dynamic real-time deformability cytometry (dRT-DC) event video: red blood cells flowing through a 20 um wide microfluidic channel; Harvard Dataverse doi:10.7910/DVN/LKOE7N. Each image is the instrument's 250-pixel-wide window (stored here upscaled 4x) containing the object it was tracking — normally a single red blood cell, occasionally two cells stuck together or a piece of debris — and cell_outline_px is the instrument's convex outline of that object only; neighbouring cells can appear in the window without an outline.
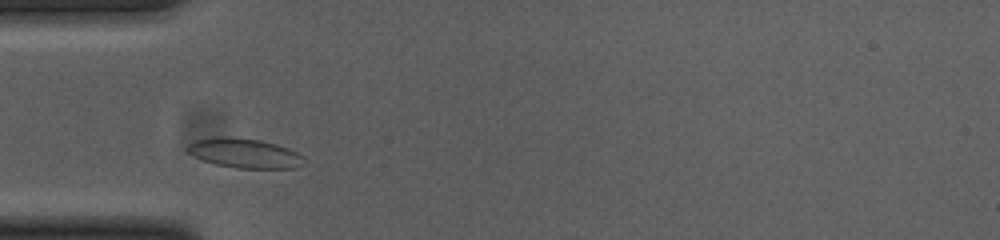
{"species": "common noctule bat (a hibernating species)", "species_latin": "Nyctalus noctula", "temperature_condition": "cold", "stored_images_in_passage": 33, "camera_frame_rate_fps": 3000, "um_per_image_px": 0.085, "animal": {"sex": "female", "body_mass_g": 23.0, "forearm_length_mm": 53.4}, "frame": {"image": 1, "passage_image": 5, "time_ms": 1.333, "image_size_px": [1000, 240], "cell_outline_px": [[304, 164], [292, 168], [236, 168], [216, 164], [204, 160], [188, 152], [188, 144], [196, 140], [212, 136], [228, 136], [260, 140], [276, 144], [288, 148], [304, 156]], "centroid_in_image_um": [20.8, 13.01], "position_along_channel_um": 64.2, "area_um2": 20.0}}
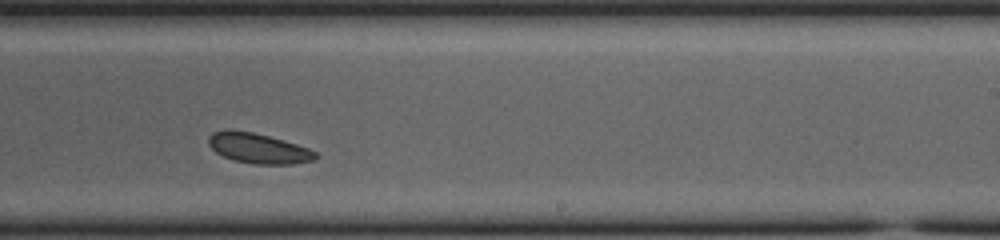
{"frame": {"image": 2, "passage_image": 22, "time_ms": 7.0, "image_size_px": [1000, 240], "cell_outline_px": [[320, 156], [316, 160], [292, 164], [252, 164], [232, 160], [216, 152], [208, 144], [208, 136], [212, 132], [224, 128], [252, 132], [284, 140], [308, 148], [316, 152]], "centroid_in_image_um": [21.95, 12.6], "position_along_channel_um": 267.1, "area_um2": 19.07}}
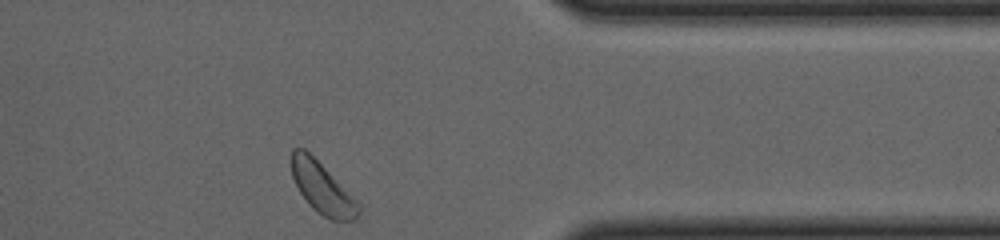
{"frame": {"image": 3, "passage_image": 33, "time_ms": 10.667, "image_size_px": [1000, 240], "cell_outline_px": [[364, 208], [356, 220], [332, 220], [316, 212], [308, 204], [300, 192], [292, 176], [288, 160], [292, 148], [304, 148]], "centroid_in_image_um": [27.36, 15.99], "position_along_channel_um": 384.0, "area_um2": 20.0}, "authors_computed_cell_mechanics": {"area_um2": 19.074, "velocity_mm_per_s": 3.6078, "shape_relaxation_time_tau1_ms": 1.6853, "shape_relaxation_time_tau2_ms": null, "deformation_change_tau1": 0.0418, "deformation_change_tau2": null}}